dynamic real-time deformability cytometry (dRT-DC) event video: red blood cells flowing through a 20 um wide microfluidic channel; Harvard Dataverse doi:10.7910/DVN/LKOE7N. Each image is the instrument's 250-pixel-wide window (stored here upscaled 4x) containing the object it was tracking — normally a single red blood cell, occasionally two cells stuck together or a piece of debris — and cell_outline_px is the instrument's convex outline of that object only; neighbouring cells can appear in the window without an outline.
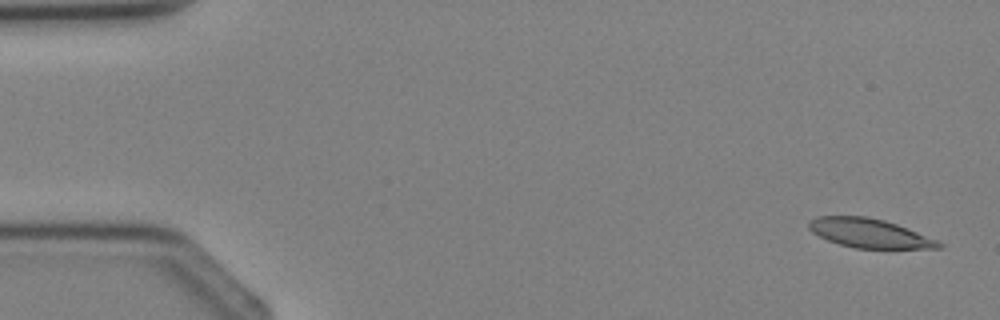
{"species": "Egyptian fruit bat (a non-hibernating species)", "species_latin": "Rousettus aegyptiacus", "temperature_condition": "cold", "stored_images_in_passage": 3, "camera_frame_rate_fps": 3000, "um_per_image_px": 0.085, "animal": {"sex": "female"}, "frame": {"image": 1, "passage_image": 1, "time_ms": 0.0, "image_size_px": [1000, 320], "cell_outline_px": [[944, 244], [940, 248], [856, 248], [840, 244], [828, 240], [812, 232], [808, 228], [808, 220], [816, 216], [868, 216], [884, 220], [896, 224], [940, 240]], "centroid_in_image_um": [73.9, 19.81], "position_along_channel_um": 11.1, "area_um2": 22.02}}